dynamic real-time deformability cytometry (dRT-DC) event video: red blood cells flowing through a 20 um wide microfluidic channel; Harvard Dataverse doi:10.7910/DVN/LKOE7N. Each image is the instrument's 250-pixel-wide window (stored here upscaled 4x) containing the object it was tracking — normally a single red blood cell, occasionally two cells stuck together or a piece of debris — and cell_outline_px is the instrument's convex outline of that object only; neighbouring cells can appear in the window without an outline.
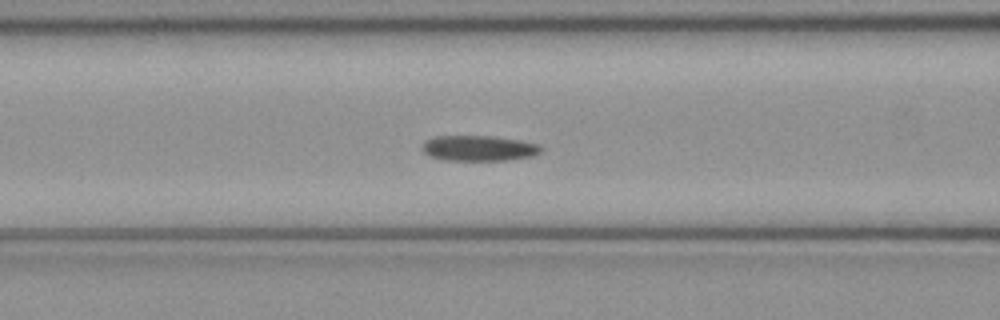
{"species": "common noctule bat (a hibernating species)", "species_latin": "Nyctalus noctula", "temperature_condition": "cold", "stored_images_in_passage": 51, "camera_frame_rate_fps": 3000, "um_per_image_px": 0.085, "animal": {"sex": "female", "body_mass_g": 21.9}, "frame": {"image": 1, "passage_image": 21, "time_ms": 6.667, "image_size_px": [1000, 320], "cell_outline_px": [[544, 148], [540, 152], [532, 156], [508, 160], [444, 160], [428, 156], [420, 148], [424, 140], [436, 136], [492, 136], [520, 140], [540, 144]], "centroid_in_image_um": [40.68, 12.59], "position_along_channel_um": 125.9, "area_um2": 17.86}}
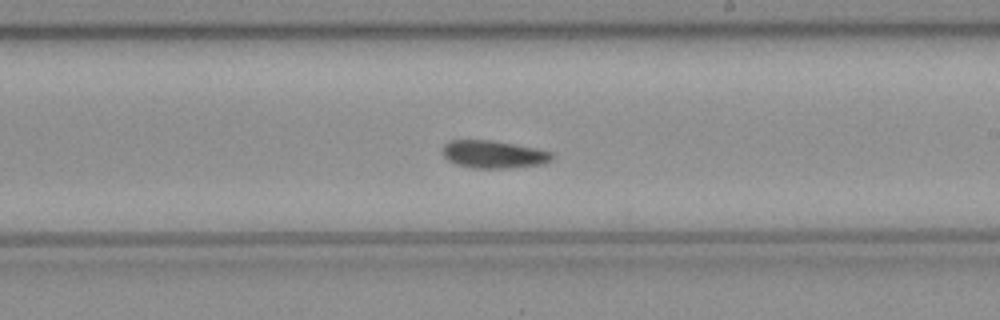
{"frame": {"image": 2, "passage_image": 30, "time_ms": 9.667, "image_size_px": [1000, 320], "cell_outline_px": [[552, 160], [544, 164], [508, 168], [472, 168], [456, 164], [448, 160], [440, 152], [444, 144], [448, 140], [492, 140], [552, 152]], "centroid_in_image_um": [41.89, 13.12], "position_along_channel_um": 247.1, "area_um2": 17.63}}
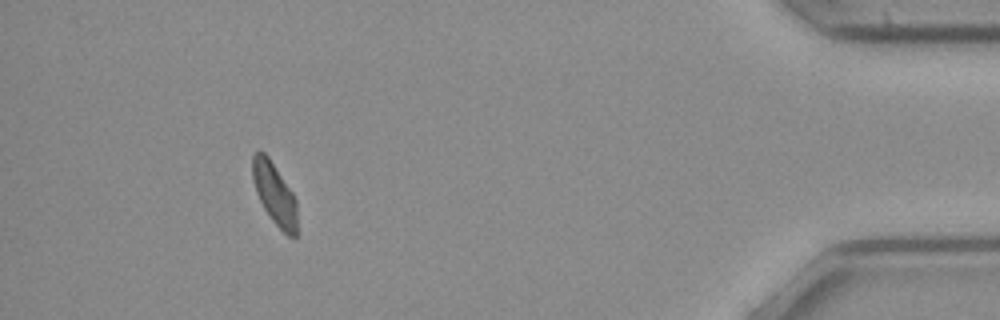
{"frame": {"image": 3, "passage_image": 47, "time_ms": 15.333, "image_size_px": [1000, 320], "cell_outline_px": [[296, 236], [288, 236], [272, 220], [264, 208], [256, 192], [252, 180], [252, 156], [256, 152], [264, 152], [268, 156], [292, 192], [296, 200]], "centroid_in_image_um": [23.31, 16.45], "position_along_channel_um": 411.9, "area_um2": 15.78}, "authors_computed_cell_mechanics": {"area_um2": 17.5134, "velocity_mm_per_s": 4.0333, "shape_relaxation_time_tau1_ms": null, "shape_relaxation_time_tau2_ms": 4.4196, "deformation_change_tau1": null, "deformation_change_tau2": 0.0849}}